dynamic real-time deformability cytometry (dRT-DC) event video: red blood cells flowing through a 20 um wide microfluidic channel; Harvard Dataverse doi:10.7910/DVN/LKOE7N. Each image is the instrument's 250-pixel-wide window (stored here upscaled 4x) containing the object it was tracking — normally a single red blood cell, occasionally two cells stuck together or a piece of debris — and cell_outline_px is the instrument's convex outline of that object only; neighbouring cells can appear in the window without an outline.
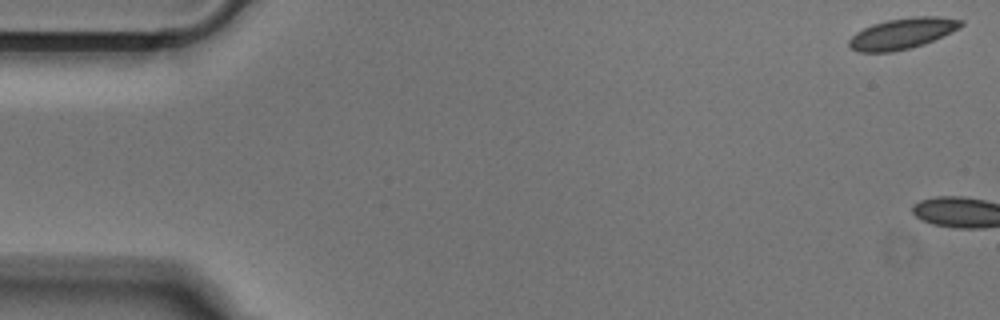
{"species": "Egyptian fruit bat (a non-hibernating species)", "species_latin": "Rousettus aegyptiacus", "temperature_condition": "cold", "stored_images_in_passage": 3, "camera_frame_rate_fps": 3000, "um_per_image_px": 0.085, "animal": {"sex": "male"}, "frame": {"image": 1, "passage_image": 1, "time_ms": 0.0, "image_size_px": [1000, 320], "cell_outline_px": [[964, 24], [960, 28], [952, 32], [924, 44], [892, 52], [860, 52], [852, 48], [848, 44], [848, 40], [856, 32], [872, 24], [888, 20], [912, 16], [940, 16], [964, 20]], "centroid_in_image_um": [76.73, 2.83], "position_along_channel_um": 8.3, "area_um2": 20.17}}